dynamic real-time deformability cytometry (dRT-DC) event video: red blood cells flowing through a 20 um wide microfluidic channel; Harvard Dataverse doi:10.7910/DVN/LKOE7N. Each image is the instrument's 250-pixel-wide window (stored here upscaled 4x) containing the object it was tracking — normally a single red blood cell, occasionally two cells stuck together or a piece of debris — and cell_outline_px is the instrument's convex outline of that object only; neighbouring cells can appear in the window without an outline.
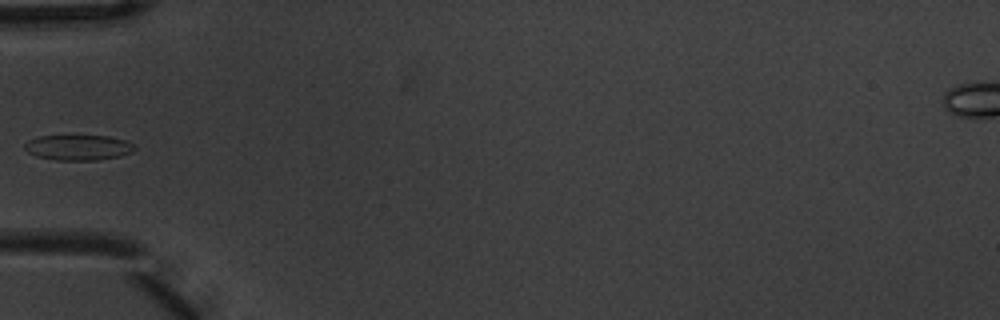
{"species": "common noctule bat (a hibernating species)", "species_latin": "Nyctalus noctula", "temperature_condition": "warm", "stored_images_in_passage": 6, "camera_frame_rate_fps": 3000, "um_per_image_px": 0.085, "animal": {"sex": "male", "body_mass_g": 20.1, "forearm_length_mm": 53.5}, "frame": {"image": 1, "passage_image": 5, "time_ms": 1.333, "image_size_px": [1000, 320], "cell_outline_px": [[136, 148], [132, 152], [120, 156], [96, 160], [56, 160], [36, 156], [28, 152], [24, 148], [24, 144], [28, 140], [40, 136], [108, 136], [124, 140], [132, 144]], "centroid_in_image_um": [6.63, 12.54], "position_along_channel_um": 78.4, "area_um2": 16.13}}